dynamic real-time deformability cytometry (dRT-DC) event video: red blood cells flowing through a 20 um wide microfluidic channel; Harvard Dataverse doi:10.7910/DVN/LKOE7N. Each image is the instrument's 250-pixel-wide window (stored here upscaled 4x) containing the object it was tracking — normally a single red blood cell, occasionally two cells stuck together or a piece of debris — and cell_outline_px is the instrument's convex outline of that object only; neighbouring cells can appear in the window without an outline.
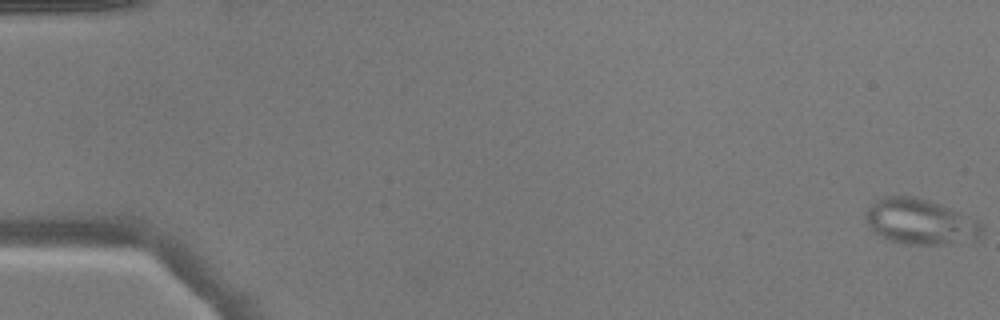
{"species": "common noctule bat (a hibernating species)", "species_latin": "Nyctalus noctula", "temperature_condition": "warm", "stored_images_in_passage": 17, "camera_frame_rate_fps": 3000, "um_per_image_px": 0.085, "animal": {"sex": "male", "body_mass_g": 17.9}, "frame": {"image": 1, "passage_image": 1, "time_ms": 0.0, "image_size_px": [1000, 320], "cell_outline_px": [[984, 228], [980, 236], [976, 240], [944, 244], [904, 244], [888, 240], [872, 232], [864, 216], [864, 212], [876, 200], [884, 196], [916, 196], [928, 200], [960, 212], [984, 224]], "centroid_in_image_um": [78.21, 18.85], "position_along_channel_um": 6.8, "area_um2": 31.04}}